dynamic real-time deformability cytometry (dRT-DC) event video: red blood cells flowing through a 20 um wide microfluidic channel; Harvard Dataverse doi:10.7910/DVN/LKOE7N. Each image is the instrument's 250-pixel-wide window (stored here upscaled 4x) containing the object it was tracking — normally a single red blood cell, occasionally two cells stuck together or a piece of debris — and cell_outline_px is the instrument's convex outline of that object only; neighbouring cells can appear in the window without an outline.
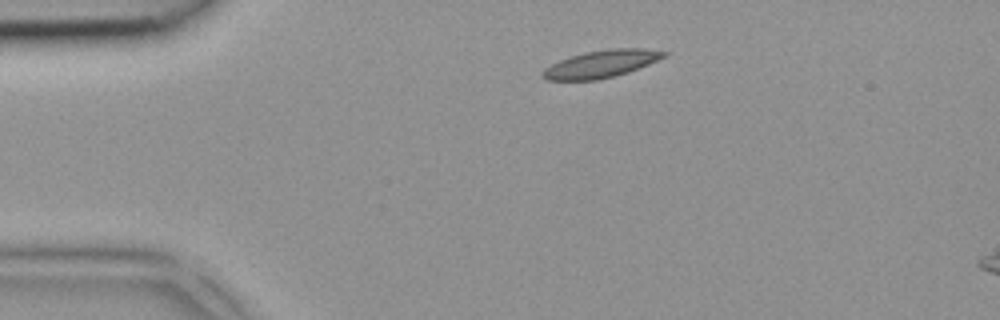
{"species": "common noctule bat (a hibernating species)", "species_latin": "Nyctalus noctula", "temperature_condition": "room temperature", "stored_images_in_passage": 2, "camera_frame_rate_fps": 3000, "um_per_image_px": 0.085, "animal": {"sex": "female", "body_mass_g": 18.4}, "frame": {"image": 1, "passage_image": 1, "time_ms": 0.0, "image_size_px": [1000, 320], "cell_outline_px": [[668, 56], [628, 72], [596, 80], [548, 80], [540, 76], [540, 72], [544, 68], [560, 60], [584, 52], [612, 48], [644, 48], [668, 52]], "centroid_in_image_um": [51.1, 5.43], "position_along_channel_um": 33.9, "area_um2": 19.31}}